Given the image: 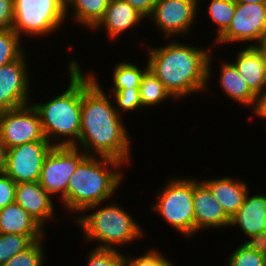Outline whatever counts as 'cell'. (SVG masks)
I'll return each mask as SVG.
<instances>
[{
    "label": "cell",
    "instance_id": "obj_38",
    "mask_svg": "<svg viewBox=\"0 0 266 266\" xmlns=\"http://www.w3.org/2000/svg\"><path fill=\"white\" fill-rule=\"evenodd\" d=\"M256 244L266 253V229L263 231L262 236L257 240Z\"/></svg>",
    "mask_w": 266,
    "mask_h": 266
},
{
    "label": "cell",
    "instance_id": "obj_40",
    "mask_svg": "<svg viewBox=\"0 0 266 266\" xmlns=\"http://www.w3.org/2000/svg\"><path fill=\"white\" fill-rule=\"evenodd\" d=\"M265 43H266V20H265L264 28L261 34V44H265Z\"/></svg>",
    "mask_w": 266,
    "mask_h": 266
},
{
    "label": "cell",
    "instance_id": "obj_13",
    "mask_svg": "<svg viewBox=\"0 0 266 266\" xmlns=\"http://www.w3.org/2000/svg\"><path fill=\"white\" fill-rule=\"evenodd\" d=\"M0 135L8 149L33 141H48L43 133L39 113L32 103L2 111Z\"/></svg>",
    "mask_w": 266,
    "mask_h": 266
},
{
    "label": "cell",
    "instance_id": "obj_36",
    "mask_svg": "<svg viewBox=\"0 0 266 266\" xmlns=\"http://www.w3.org/2000/svg\"><path fill=\"white\" fill-rule=\"evenodd\" d=\"M253 117V118H252ZM252 120L253 119V122H254V118H258L261 120L262 119V122L263 124L266 123V93H264L263 95H261L259 98H258V105H257V108L256 110L253 112V115L252 116H249L248 117V120ZM265 122V123H264ZM266 127V126H265ZM266 130V129H265Z\"/></svg>",
    "mask_w": 266,
    "mask_h": 266
},
{
    "label": "cell",
    "instance_id": "obj_12",
    "mask_svg": "<svg viewBox=\"0 0 266 266\" xmlns=\"http://www.w3.org/2000/svg\"><path fill=\"white\" fill-rule=\"evenodd\" d=\"M217 54H215L213 51L209 55L208 59V76H207V87L205 90V94H208V91L210 93V90L212 87L210 86L211 80L214 83V80L217 81L218 85H215L220 87L219 90L222 92L223 97H228V100H231L230 103H236L240 105L243 108H247V110H250L251 114L256 110L258 105V97L251 91V89L248 87L246 82L243 80V78L239 75V72L237 71L235 65L226 57L224 58L219 56L218 58L220 61H217L218 65L214 66L216 63ZM221 57V58H220ZM223 58V59H222ZM226 59V60H225ZM218 66V72H216L215 69H217ZM213 67V68H212ZM212 69L215 71H212ZM213 74H216L213 76ZM216 77V78H215ZM214 80H213V79ZM234 101V102H233ZM249 108V109H248Z\"/></svg>",
    "mask_w": 266,
    "mask_h": 266
},
{
    "label": "cell",
    "instance_id": "obj_41",
    "mask_svg": "<svg viewBox=\"0 0 266 266\" xmlns=\"http://www.w3.org/2000/svg\"><path fill=\"white\" fill-rule=\"evenodd\" d=\"M258 47L263 52L265 60H266V43L265 44H260Z\"/></svg>",
    "mask_w": 266,
    "mask_h": 266
},
{
    "label": "cell",
    "instance_id": "obj_19",
    "mask_svg": "<svg viewBox=\"0 0 266 266\" xmlns=\"http://www.w3.org/2000/svg\"><path fill=\"white\" fill-rule=\"evenodd\" d=\"M238 47L230 61L251 91L259 98L266 93V60L257 46ZM232 58V59H231Z\"/></svg>",
    "mask_w": 266,
    "mask_h": 266
},
{
    "label": "cell",
    "instance_id": "obj_15",
    "mask_svg": "<svg viewBox=\"0 0 266 266\" xmlns=\"http://www.w3.org/2000/svg\"><path fill=\"white\" fill-rule=\"evenodd\" d=\"M193 176L194 238L202 232L229 229L231 219L215 200L208 186L199 177Z\"/></svg>",
    "mask_w": 266,
    "mask_h": 266
},
{
    "label": "cell",
    "instance_id": "obj_30",
    "mask_svg": "<svg viewBox=\"0 0 266 266\" xmlns=\"http://www.w3.org/2000/svg\"><path fill=\"white\" fill-rule=\"evenodd\" d=\"M161 250L156 246L149 247L144 253L141 251L138 256L124 252V266H176L172 258L170 260Z\"/></svg>",
    "mask_w": 266,
    "mask_h": 266
},
{
    "label": "cell",
    "instance_id": "obj_33",
    "mask_svg": "<svg viewBox=\"0 0 266 266\" xmlns=\"http://www.w3.org/2000/svg\"><path fill=\"white\" fill-rule=\"evenodd\" d=\"M16 183L5 173H0V209L15 202Z\"/></svg>",
    "mask_w": 266,
    "mask_h": 266
},
{
    "label": "cell",
    "instance_id": "obj_39",
    "mask_svg": "<svg viewBox=\"0 0 266 266\" xmlns=\"http://www.w3.org/2000/svg\"><path fill=\"white\" fill-rule=\"evenodd\" d=\"M240 3H266V0H236Z\"/></svg>",
    "mask_w": 266,
    "mask_h": 266
},
{
    "label": "cell",
    "instance_id": "obj_26",
    "mask_svg": "<svg viewBox=\"0 0 266 266\" xmlns=\"http://www.w3.org/2000/svg\"><path fill=\"white\" fill-rule=\"evenodd\" d=\"M234 247L225 266H266V253L256 243L241 242Z\"/></svg>",
    "mask_w": 266,
    "mask_h": 266
},
{
    "label": "cell",
    "instance_id": "obj_9",
    "mask_svg": "<svg viewBox=\"0 0 266 266\" xmlns=\"http://www.w3.org/2000/svg\"><path fill=\"white\" fill-rule=\"evenodd\" d=\"M199 4L195 0H157L145 25L154 27L164 39L190 38L200 19ZM199 16V17H198ZM193 30V31H192ZM189 35V36H188Z\"/></svg>",
    "mask_w": 266,
    "mask_h": 266
},
{
    "label": "cell",
    "instance_id": "obj_21",
    "mask_svg": "<svg viewBox=\"0 0 266 266\" xmlns=\"http://www.w3.org/2000/svg\"><path fill=\"white\" fill-rule=\"evenodd\" d=\"M47 232L15 202L0 209V234L27 235L37 241L46 237Z\"/></svg>",
    "mask_w": 266,
    "mask_h": 266
},
{
    "label": "cell",
    "instance_id": "obj_23",
    "mask_svg": "<svg viewBox=\"0 0 266 266\" xmlns=\"http://www.w3.org/2000/svg\"><path fill=\"white\" fill-rule=\"evenodd\" d=\"M131 59H124L122 61H117L114 63V67L111 69L112 72L110 74L111 79V87L110 84L107 86L106 92H118L121 89H130V88H139L142 76L144 72L148 69V63L145 58V61L142 66H139L135 61H130ZM144 65V66H143ZM108 90V91H107Z\"/></svg>",
    "mask_w": 266,
    "mask_h": 266
},
{
    "label": "cell",
    "instance_id": "obj_2",
    "mask_svg": "<svg viewBox=\"0 0 266 266\" xmlns=\"http://www.w3.org/2000/svg\"><path fill=\"white\" fill-rule=\"evenodd\" d=\"M188 40L187 43L181 38L162 39V45H151L144 38L136 42L138 47L143 46L142 50L146 51L148 68L178 103L188 97L190 100L192 95L205 93L208 59L214 51L212 44L207 48L202 43L194 45Z\"/></svg>",
    "mask_w": 266,
    "mask_h": 266
},
{
    "label": "cell",
    "instance_id": "obj_28",
    "mask_svg": "<svg viewBox=\"0 0 266 266\" xmlns=\"http://www.w3.org/2000/svg\"><path fill=\"white\" fill-rule=\"evenodd\" d=\"M45 240L47 241V238L44 237L35 241L29 248L19 252L2 266H48Z\"/></svg>",
    "mask_w": 266,
    "mask_h": 266
},
{
    "label": "cell",
    "instance_id": "obj_34",
    "mask_svg": "<svg viewBox=\"0 0 266 266\" xmlns=\"http://www.w3.org/2000/svg\"><path fill=\"white\" fill-rule=\"evenodd\" d=\"M14 0H0V31L12 29Z\"/></svg>",
    "mask_w": 266,
    "mask_h": 266
},
{
    "label": "cell",
    "instance_id": "obj_25",
    "mask_svg": "<svg viewBox=\"0 0 266 266\" xmlns=\"http://www.w3.org/2000/svg\"><path fill=\"white\" fill-rule=\"evenodd\" d=\"M202 5L206 6V8L203 10L204 13L200 10ZM235 9L236 0H202L199 3V13H207V15L202 16H207L204 19H208L210 24L212 22L215 27L214 30H216L213 31L215 38H212L210 43L216 40L228 28L235 14Z\"/></svg>",
    "mask_w": 266,
    "mask_h": 266
},
{
    "label": "cell",
    "instance_id": "obj_24",
    "mask_svg": "<svg viewBox=\"0 0 266 266\" xmlns=\"http://www.w3.org/2000/svg\"><path fill=\"white\" fill-rule=\"evenodd\" d=\"M139 94L142 103V112L145 113L147 109H155L157 106H164L165 101L178 102L165 89L163 83L157 76L148 68L141 79L139 86ZM145 110V111H144Z\"/></svg>",
    "mask_w": 266,
    "mask_h": 266
},
{
    "label": "cell",
    "instance_id": "obj_18",
    "mask_svg": "<svg viewBox=\"0 0 266 266\" xmlns=\"http://www.w3.org/2000/svg\"><path fill=\"white\" fill-rule=\"evenodd\" d=\"M15 203L19 204L46 231L50 223L59 221L56 219L58 202L40 185L39 181L18 183L15 190Z\"/></svg>",
    "mask_w": 266,
    "mask_h": 266
},
{
    "label": "cell",
    "instance_id": "obj_16",
    "mask_svg": "<svg viewBox=\"0 0 266 266\" xmlns=\"http://www.w3.org/2000/svg\"><path fill=\"white\" fill-rule=\"evenodd\" d=\"M252 192L254 189L253 191L249 189L243 205L231 218L228 230L229 232L234 228L237 229L238 235L244 234L242 238H239L243 239L240 242L256 243L266 229V193Z\"/></svg>",
    "mask_w": 266,
    "mask_h": 266
},
{
    "label": "cell",
    "instance_id": "obj_6",
    "mask_svg": "<svg viewBox=\"0 0 266 266\" xmlns=\"http://www.w3.org/2000/svg\"><path fill=\"white\" fill-rule=\"evenodd\" d=\"M166 180L161 188L156 189L155 198L149 205L150 211L183 239L194 241L193 174L182 177L170 175Z\"/></svg>",
    "mask_w": 266,
    "mask_h": 266
},
{
    "label": "cell",
    "instance_id": "obj_42",
    "mask_svg": "<svg viewBox=\"0 0 266 266\" xmlns=\"http://www.w3.org/2000/svg\"><path fill=\"white\" fill-rule=\"evenodd\" d=\"M198 4L202 1V0H195Z\"/></svg>",
    "mask_w": 266,
    "mask_h": 266
},
{
    "label": "cell",
    "instance_id": "obj_31",
    "mask_svg": "<svg viewBox=\"0 0 266 266\" xmlns=\"http://www.w3.org/2000/svg\"><path fill=\"white\" fill-rule=\"evenodd\" d=\"M35 241L27 235L0 234V266L29 248Z\"/></svg>",
    "mask_w": 266,
    "mask_h": 266
},
{
    "label": "cell",
    "instance_id": "obj_10",
    "mask_svg": "<svg viewBox=\"0 0 266 266\" xmlns=\"http://www.w3.org/2000/svg\"><path fill=\"white\" fill-rule=\"evenodd\" d=\"M265 20L266 3L236 2L235 14L230 25L212 42L214 52L217 54V50L222 52L221 47L224 48L223 46L225 45L226 48V44L229 45L228 47H231L230 45H232V48H236V45L239 47H258L261 44V34ZM216 47H220L221 50L216 49Z\"/></svg>",
    "mask_w": 266,
    "mask_h": 266
},
{
    "label": "cell",
    "instance_id": "obj_35",
    "mask_svg": "<svg viewBox=\"0 0 266 266\" xmlns=\"http://www.w3.org/2000/svg\"><path fill=\"white\" fill-rule=\"evenodd\" d=\"M146 19L152 14L157 0H125Z\"/></svg>",
    "mask_w": 266,
    "mask_h": 266
},
{
    "label": "cell",
    "instance_id": "obj_14",
    "mask_svg": "<svg viewBox=\"0 0 266 266\" xmlns=\"http://www.w3.org/2000/svg\"><path fill=\"white\" fill-rule=\"evenodd\" d=\"M52 148L49 141H33L9 148L4 173L16 184L39 181L45 157Z\"/></svg>",
    "mask_w": 266,
    "mask_h": 266
},
{
    "label": "cell",
    "instance_id": "obj_1",
    "mask_svg": "<svg viewBox=\"0 0 266 266\" xmlns=\"http://www.w3.org/2000/svg\"><path fill=\"white\" fill-rule=\"evenodd\" d=\"M82 66L81 129L75 147L87 155L109 157L133 166V137L124 117L115 110L111 95L98 77L100 73L93 68L86 72Z\"/></svg>",
    "mask_w": 266,
    "mask_h": 266
},
{
    "label": "cell",
    "instance_id": "obj_32",
    "mask_svg": "<svg viewBox=\"0 0 266 266\" xmlns=\"http://www.w3.org/2000/svg\"><path fill=\"white\" fill-rule=\"evenodd\" d=\"M85 266H124V253L117 249L90 247Z\"/></svg>",
    "mask_w": 266,
    "mask_h": 266
},
{
    "label": "cell",
    "instance_id": "obj_5",
    "mask_svg": "<svg viewBox=\"0 0 266 266\" xmlns=\"http://www.w3.org/2000/svg\"><path fill=\"white\" fill-rule=\"evenodd\" d=\"M118 202L113 198L89 206L73 220L72 223L82 231L84 241L81 242L87 243L85 245L95 242L91 247L123 251L133 242L145 239L147 232L139 220L136 221L131 211L129 213L128 208Z\"/></svg>",
    "mask_w": 266,
    "mask_h": 266
},
{
    "label": "cell",
    "instance_id": "obj_7",
    "mask_svg": "<svg viewBox=\"0 0 266 266\" xmlns=\"http://www.w3.org/2000/svg\"><path fill=\"white\" fill-rule=\"evenodd\" d=\"M67 25L64 0H14L12 29L23 40L52 38Z\"/></svg>",
    "mask_w": 266,
    "mask_h": 266
},
{
    "label": "cell",
    "instance_id": "obj_29",
    "mask_svg": "<svg viewBox=\"0 0 266 266\" xmlns=\"http://www.w3.org/2000/svg\"><path fill=\"white\" fill-rule=\"evenodd\" d=\"M111 95L115 110L117 113L125 118V113H126V118H128L127 114L132 115H141V109H142V103L140 99V94H139V88H130V89H121L118 92H107Z\"/></svg>",
    "mask_w": 266,
    "mask_h": 266
},
{
    "label": "cell",
    "instance_id": "obj_20",
    "mask_svg": "<svg viewBox=\"0 0 266 266\" xmlns=\"http://www.w3.org/2000/svg\"><path fill=\"white\" fill-rule=\"evenodd\" d=\"M209 178V179H208ZM210 189L219 205L222 206L226 215L231 219L243 205L245 196L252 188L244 178L225 175L221 177L200 178ZM250 187V188H249Z\"/></svg>",
    "mask_w": 266,
    "mask_h": 266
},
{
    "label": "cell",
    "instance_id": "obj_27",
    "mask_svg": "<svg viewBox=\"0 0 266 266\" xmlns=\"http://www.w3.org/2000/svg\"><path fill=\"white\" fill-rule=\"evenodd\" d=\"M25 46V41L13 29L0 31V67L18 60L29 51Z\"/></svg>",
    "mask_w": 266,
    "mask_h": 266
},
{
    "label": "cell",
    "instance_id": "obj_37",
    "mask_svg": "<svg viewBox=\"0 0 266 266\" xmlns=\"http://www.w3.org/2000/svg\"><path fill=\"white\" fill-rule=\"evenodd\" d=\"M8 148L0 135V173H4L7 163Z\"/></svg>",
    "mask_w": 266,
    "mask_h": 266
},
{
    "label": "cell",
    "instance_id": "obj_8",
    "mask_svg": "<svg viewBox=\"0 0 266 266\" xmlns=\"http://www.w3.org/2000/svg\"><path fill=\"white\" fill-rule=\"evenodd\" d=\"M87 154L75 146H53L45 157L39 183L67 212V187ZM57 198V199H56Z\"/></svg>",
    "mask_w": 266,
    "mask_h": 266
},
{
    "label": "cell",
    "instance_id": "obj_22",
    "mask_svg": "<svg viewBox=\"0 0 266 266\" xmlns=\"http://www.w3.org/2000/svg\"><path fill=\"white\" fill-rule=\"evenodd\" d=\"M109 2L110 0H65L67 23H72L73 27L77 23L76 26L91 31L102 19Z\"/></svg>",
    "mask_w": 266,
    "mask_h": 266
},
{
    "label": "cell",
    "instance_id": "obj_11",
    "mask_svg": "<svg viewBox=\"0 0 266 266\" xmlns=\"http://www.w3.org/2000/svg\"><path fill=\"white\" fill-rule=\"evenodd\" d=\"M29 55L30 53L26 51L18 60L0 67L1 111L12 110L31 103L32 88L35 87L32 86L33 72L29 66L33 62Z\"/></svg>",
    "mask_w": 266,
    "mask_h": 266
},
{
    "label": "cell",
    "instance_id": "obj_3",
    "mask_svg": "<svg viewBox=\"0 0 266 266\" xmlns=\"http://www.w3.org/2000/svg\"><path fill=\"white\" fill-rule=\"evenodd\" d=\"M73 47L71 44V52L67 51L69 58L65 59L68 65L66 88L63 85L64 89L52 94L47 101L43 97L40 102L38 98L37 101L34 98L31 101L39 113L44 136L53 146H75L80 138L81 64L85 63H80L78 57L74 56Z\"/></svg>",
    "mask_w": 266,
    "mask_h": 266
},
{
    "label": "cell",
    "instance_id": "obj_4",
    "mask_svg": "<svg viewBox=\"0 0 266 266\" xmlns=\"http://www.w3.org/2000/svg\"><path fill=\"white\" fill-rule=\"evenodd\" d=\"M126 168L127 166L117 159L87 155L69 180L67 219L72 222L89 206L118 198L116 194L127 177Z\"/></svg>",
    "mask_w": 266,
    "mask_h": 266
},
{
    "label": "cell",
    "instance_id": "obj_17",
    "mask_svg": "<svg viewBox=\"0 0 266 266\" xmlns=\"http://www.w3.org/2000/svg\"><path fill=\"white\" fill-rule=\"evenodd\" d=\"M143 22H147V19L127 1L110 0L102 19L90 32L95 34L96 31L100 33L103 31L109 40L107 43L117 41L119 44V39L123 37V34L124 37L130 35L129 32L133 33L134 29L138 30L137 28L143 25Z\"/></svg>",
    "mask_w": 266,
    "mask_h": 266
}]
</instances>
